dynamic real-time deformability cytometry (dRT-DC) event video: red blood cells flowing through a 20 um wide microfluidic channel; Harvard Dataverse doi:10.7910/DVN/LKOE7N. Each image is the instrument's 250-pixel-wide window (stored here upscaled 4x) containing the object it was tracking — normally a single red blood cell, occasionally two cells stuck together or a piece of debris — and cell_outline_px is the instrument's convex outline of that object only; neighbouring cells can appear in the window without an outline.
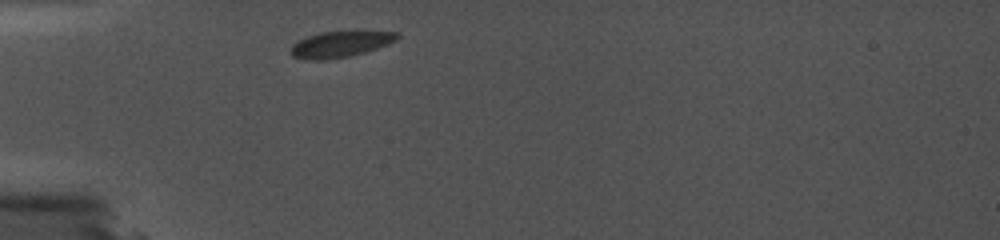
{"species": "common noctule bat (a hibernating species)", "species_latin": "Nyctalus noctula", "temperature_condition": "cold", "stored_images_in_passage": 23, "camera_frame_rate_fps": 5000, "um_per_image_px": 0.085, "animal": {"sex": "female", "body_mass_g": 19.0, "forearm_length_mm": 56.7}, "frame": {"image": 1, "passage_image": 1, "time_ms": 0.0, "image_size_px": [1000, 240], "cell_outline_px": [[400, 36], [396, 40], [388, 44], [364, 52], [348, 56], [320, 60], [316, 60], [292, 56], [292, 44], [308, 36], [320, 32], [344, 28], [364, 28], [396, 32]], "centroid_in_image_um": [29.04, 3.66], "position_along_channel_um": 56.0, "area_um2": 16.88}}
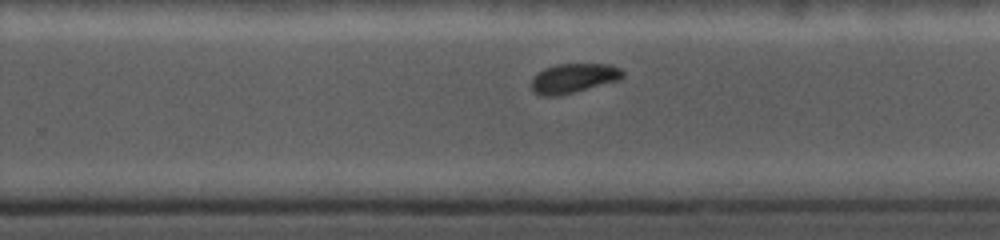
{"frame": {"image": 2, "passage_image": 14, "time_ms": 6.4, "image_size_px": [1000, 240], "cell_outline_px": [[624, 76], [620, 80], [576, 92], [560, 96], [540, 96], [532, 92], [532, 80], [544, 68], [556, 64], [608, 64], [620, 68], [624, 72]], "centroid_in_image_um": [48.77, 6.66], "position_along_channel_um": 281.0, "area_um2": 15.84}}
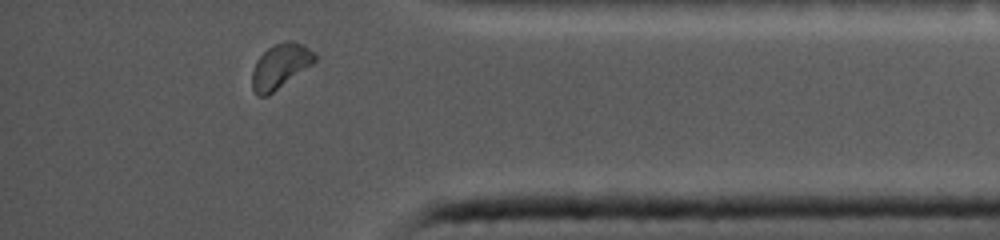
{"frame": {"image": 3, "passage_image": 21, "time_ms": 10.0, "image_size_px": [1000, 240], "cell_outline_px": [[316, 60], [312, 64], [268, 96], [256, 96], [252, 88], [252, 72], [256, 60], [272, 44], [288, 40], [292, 40], [304, 44], [316, 52]], "centroid_in_image_um": [23.83, 5.6], "position_along_channel_um": 411.4, "area_um2": 16.47}}